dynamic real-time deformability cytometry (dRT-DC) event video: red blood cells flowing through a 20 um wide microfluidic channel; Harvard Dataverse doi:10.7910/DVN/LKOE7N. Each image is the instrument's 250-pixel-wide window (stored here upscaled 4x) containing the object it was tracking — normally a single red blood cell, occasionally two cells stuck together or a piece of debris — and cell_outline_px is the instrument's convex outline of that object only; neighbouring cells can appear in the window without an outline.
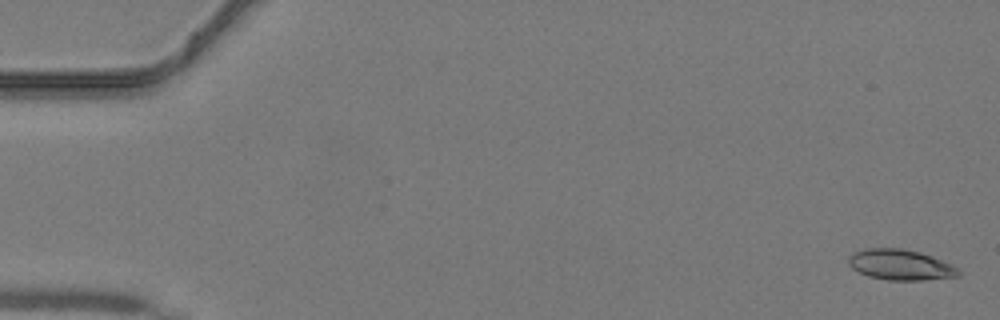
{"species": "common noctule bat (a hibernating species)", "species_latin": "Nyctalus noctula", "temperature_condition": "warm", "stored_images_in_passage": 44, "camera_frame_rate_fps": 3000, "um_per_image_px": 0.085, "animal": {"sex": "male", "body_mass_g": 19.2, "forearm_length_mm": 51.8}, "frame": {"image": 1, "passage_image": 1, "time_ms": 0.0, "image_size_px": [1000, 320], "cell_outline_px": [[960, 276], [924, 280], [888, 280], [868, 276], [852, 268], [848, 264], [848, 256], [852, 252], [868, 248], [900, 248], [920, 252], [932, 256], [952, 264], [960, 272]], "centroid_in_image_um": [76.52, 22.5], "position_along_channel_um": 8.5, "area_um2": 19.65}}
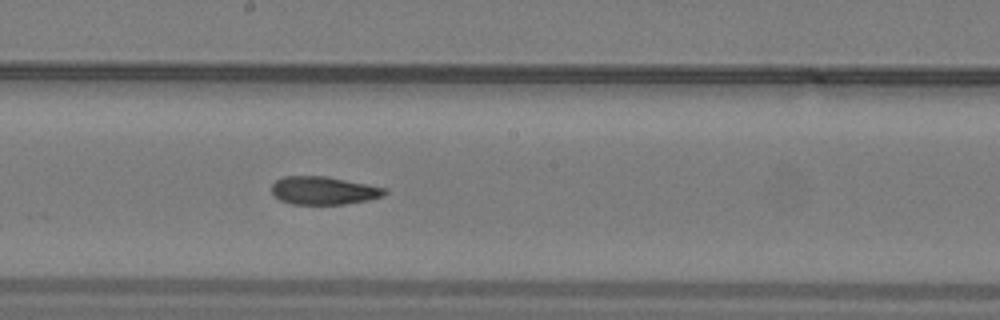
{"frame": {"image": 2, "passage_image": 24, "time_ms": 7.667, "image_size_px": [1000, 320], "cell_outline_px": [[388, 192], [384, 196], [368, 200], [344, 204], [292, 204], [280, 200], [272, 192], [272, 184], [276, 180], [284, 176], [324, 176], [388, 188]], "centroid_in_image_um": [27.53, 16.2], "position_along_channel_um": 220.7, "area_um2": 18.44}}
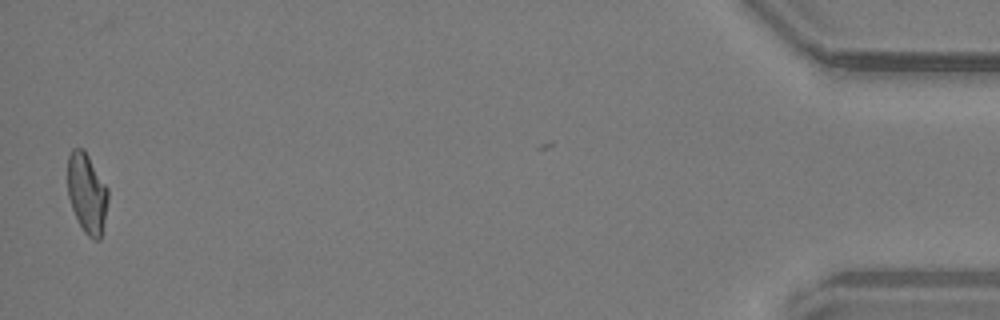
{"frame": {"image": 3, "passage_image": 43, "time_ms": 14.0, "image_size_px": [1000, 320], "cell_outline_px": [[108, 200], [100, 240], [92, 240], [84, 232], [72, 208], [68, 196], [68, 156], [72, 148], [84, 148], [108, 188]], "centroid_in_image_um": [7.39, 16.4], "position_along_channel_um": 427.8, "area_um2": 18.79}}